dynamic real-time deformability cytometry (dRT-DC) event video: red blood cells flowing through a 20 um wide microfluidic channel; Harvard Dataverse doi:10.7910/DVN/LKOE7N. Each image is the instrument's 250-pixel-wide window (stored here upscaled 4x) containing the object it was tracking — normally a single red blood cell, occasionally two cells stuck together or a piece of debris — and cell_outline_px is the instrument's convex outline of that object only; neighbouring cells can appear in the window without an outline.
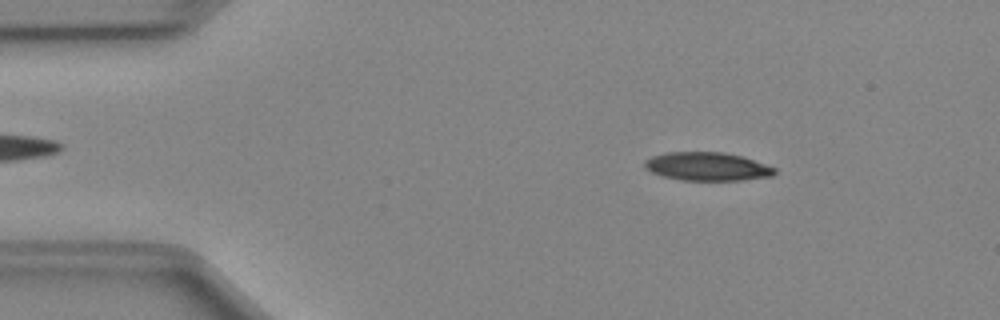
{"species": "Egyptian fruit bat (a non-hibernating species)", "species_latin": "Rousettus aegyptiacus", "temperature_condition": "cold", "stored_images_in_passage": 48, "camera_frame_rate_fps": 3000, "um_per_image_px": 0.085, "animal": {"sex": "female"}, "frame": {"image": 1, "passage_image": 6, "time_ms": 1.667, "image_size_px": [1000, 320], "cell_outline_px": [[776, 172], [772, 176], [740, 180], [680, 180], [664, 176], [652, 172], [644, 164], [644, 160], [652, 156], [668, 152], [724, 152], [744, 156], [776, 168]], "centroid_in_image_um": [60.14, 14.14], "position_along_channel_um": 24.9, "area_um2": 21.44}}
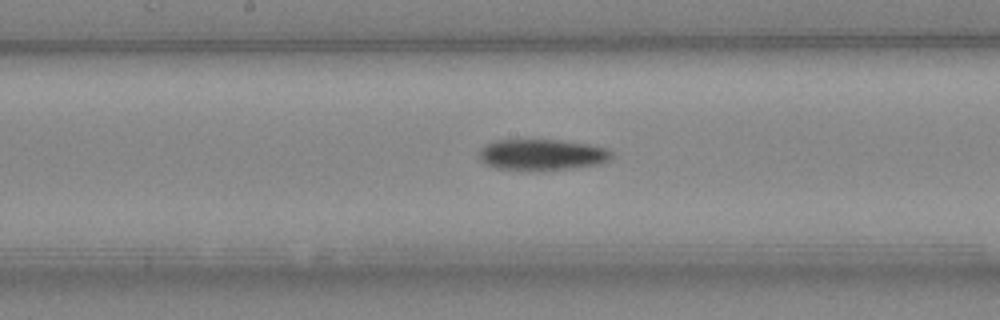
{"frame": {"image": 2, "passage_image": 24, "time_ms": 7.667, "image_size_px": [1000, 320], "cell_outline_px": [[612, 156], [608, 160], [600, 164], [572, 168], [532, 172], [496, 168], [484, 164], [480, 160], [480, 148], [496, 140], [560, 140], [588, 144], [608, 148], [612, 152]], "centroid_in_image_um": [46.06, 13.17], "position_along_channel_um": 202.1, "area_um2": 24.39}}
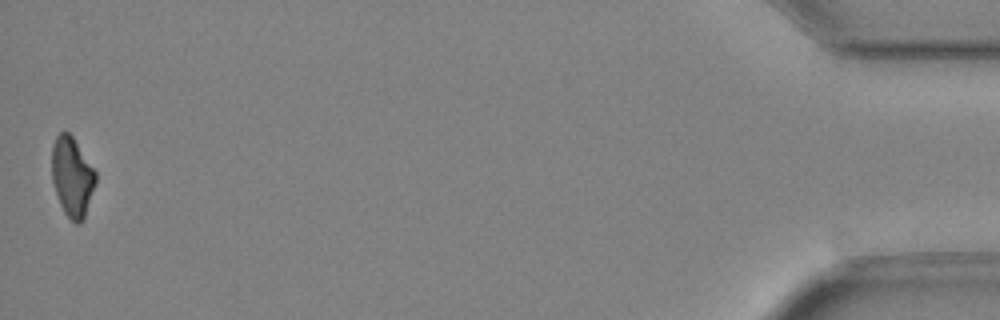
{"frame": {"image": 3, "passage_image": 48, "time_ms": 15.667, "image_size_px": [1000, 320], "cell_outline_px": [[96, 184], [84, 220], [80, 224], [76, 224], [64, 212], [60, 204], [52, 180], [52, 144], [56, 136], [60, 132], [68, 132], [72, 136], [96, 172]], "centroid_in_image_um": [6.14, 15.05], "position_along_channel_um": 429.1, "area_um2": 20.29}, "authors_computed_cell_mechanics": {"area_um2": 22.6865, "velocity_mm_per_s": 4.0439, "shape_relaxation_time_tau1_ms": 2.9847, "shape_relaxation_time_tau2_ms": null, "deformation_change_tau1": 0.1346, "deformation_change_tau2": null}}